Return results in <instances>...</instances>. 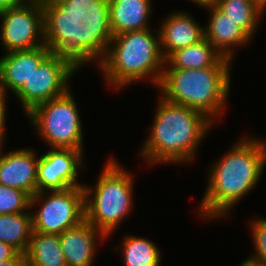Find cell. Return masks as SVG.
Returning a JSON list of instances; mask_svg holds the SVG:
<instances>
[{
	"label": "cell",
	"instance_id": "1",
	"mask_svg": "<svg viewBox=\"0 0 266 266\" xmlns=\"http://www.w3.org/2000/svg\"><path fill=\"white\" fill-rule=\"evenodd\" d=\"M252 136L246 133L234 142L207 170V186L198 207L205 221L229 217L234 206L258 185L266 168V140Z\"/></svg>",
	"mask_w": 266,
	"mask_h": 266
},
{
	"label": "cell",
	"instance_id": "2",
	"mask_svg": "<svg viewBox=\"0 0 266 266\" xmlns=\"http://www.w3.org/2000/svg\"><path fill=\"white\" fill-rule=\"evenodd\" d=\"M155 104L153 123L139 150L140 157L146 160L148 167L192 163L214 123L203 113L172 103L160 95Z\"/></svg>",
	"mask_w": 266,
	"mask_h": 266
},
{
	"label": "cell",
	"instance_id": "3",
	"mask_svg": "<svg viewBox=\"0 0 266 266\" xmlns=\"http://www.w3.org/2000/svg\"><path fill=\"white\" fill-rule=\"evenodd\" d=\"M152 28L112 37L103 60L98 64L103 80L112 90H122L140 81L157 89L165 59L160 50V33ZM105 78V79H104Z\"/></svg>",
	"mask_w": 266,
	"mask_h": 266
},
{
	"label": "cell",
	"instance_id": "4",
	"mask_svg": "<svg viewBox=\"0 0 266 266\" xmlns=\"http://www.w3.org/2000/svg\"><path fill=\"white\" fill-rule=\"evenodd\" d=\"M234 60L222 57L214 66L201 69L164 68L157 87L166 100L203 113L214 125L224 116ZM217 119V120H216Z\"/></svg>",
	"mask_w": 266,
	"mask_h": 266
},
{
	"label": "cell",
	"instance_id": "5",
	"mask_svg": "<svg viewBox=\"0 0 266 266\" xmlns=\"http://www.w3.org/2000/svg\"><path fill=\"white\" fill-rule=\"evenodd\" d=\"M125 168L111 156L104 162L95 185H83L85 219L108 238L130 215L135 203L134 176Z\"/></svg>",
	"mask_w": 266,
	"mask_h": 266
},
{
	"label": "cell",
	"instance_id": "6",
	"mask_svg": "<svg viewBox=\"0 0 266 266\" xmlns=\"http://www.w3.org/2000/svg\"><path fill=\"white\" fill-rule=\"evenodd\" d=\"M72 93L70 88L65 94L37 105L26 116L39 139L50 148H84L83 124Z\"/></svg>",
	"mask_w": 266,
	"mask_h": 266
},
{
	"label": "cell",
	"instance_id": "7",
	"mask_svg": "<svg viewBox=\"0 0 266 266\" xmlns=\"http://www.w3.org/2000/svg\"><path fill=\"white\" fill-rule=\"evenodd\" d=\"M44 43L52 53L70 59L79 69L91 63V36L80 16L68 14L52 0H42Z\"/></svg>",
	"mask_w": 266,
	"mask_h": 266
},
{
	"label": "cell",
	"instance_id": "8",
	"mask_svg": "<svg viewBox=\"0 0 266 266\" xmlns=\"http://www.w3.org/2000/svg\"><path fill=\"white\" fill-rule=\"evenodd\" d=\"M34 207L39 209L31 212L33 231L59 235L85 220L84 187L36 192L31 197Z\"/></svg>",
	"mask_w": 266,
	"mask_h": 266
},
{
	"label": "cell",
	"instance_id": "9",
	"mask_svg": "<svg viewBox=\"0 0 266 266\" xmlns=\"http://www.w3.org/2000/svg\"><path fill=\"white\" fill-rule=\"evenodd\" d=\"M80 69L67 57L51 53L15 94L27 115L37 105L65 94Z\"/></svg>",
	"mask_w": 266,
	"mask_h": 266
},
{
	"label": "cell",
	"instance_id": "10",
	"mask_svg": "<svg viewBox=\"0 0 266 266\" xmlns=\"http://www.w3.org/2000/svg\"><path fill=\"white\" fill-rule=\"evenodd\" d=\"M0 42L4 53L45 45L42 0L0 12Z\"/></svg>",
	"mask_w": 266,
	"mask_h": 266
},
{
	"label": "cell",
	"instance_id": "11",
	"mask_svg": "<svg viewBox=\"0 0 266 266\" xmlns=\"http://www.w3.org/2000/svg\"><path fill=\"white\" fill-rule=\"evenodd\" d=\"M84 150L49 148L37 166V192L83 186L78 175L85 167Z\"/></svg>",
	"mask_w": 266,
	"mask_h": 266
},
{
	"label": "cell",
	"instance_id": "12",
	"mask_svg": "<svg viewBox=\"0 0 266 266\" xmlns=\"http://www.w3.org/2000/svg\"><path fill=\"white\" fill-rule=\"evenodd\" d=\"M4 145L0 144V184L23 190L32 197L37 192L38 152L30 147L4 153Z\"/></svg>",
	"mask_w": 266,
	"mask_h": 266
},
{
	"label": "cell",
	"instance_id": "13",
	"mask_svg": "<svg viewBox=\"0 0 266 266\" xmlns=\"http://www.w3.org/2000/svg\"><path fill=\"white\" fill-rule=\"evenodd\" d=\"M51 53L46 45L5 53L0 58L1 87L6 93L15 95Z\"/></svg>",
	"mask_w": 266,
	"mask_h": 266
},
{
	"label": "cell",
	"instance_id": "14",
	"mask_svg": "<svg viewBox=\"0 0 266 266\" xmlns=\"http://www.w3.org/2000/svg\"><path fill=\"white\" fill-rule=\"evenodd\" d=\"M107 238L103 232L96 229L86 219L79 225L59 234L67 266H92L98 243L99 245L103 244Z\"/></svg>",
	"mask_w": 266,
	"mask_h": 266
},
{
	"label": "cell",
	"instance_id": "15",
	"mask_svg": "<svg viewBox=\"0 0 266 266\" xmlns=\"http://www.w3.org/2000/svg\"><path fill=\"white\" fill-rule=\"evenodd\" d=\"M209 11L204 37L224 56L234 59L237 48L253 42L252 38L214 3L204 8ZM236 48V49H235Z\"/></svg>",
	"mask_w": 266,
	"mask_h": 266
},
{
	"label": "cell",
	"instance_id": "16",
	"mask_svg": "<svg viewBox=\"0 0 266 266\" xmlns=\"http://www.w3.org/2000/svg\"><path fill=\"white\" fill-rule=\"evenodd\" d=\"M159 25L160 50L164 59L172 52L195 44L204 38V26L188 11H178L164 16Z\"/></svg>",
	"mask_w": 266,
	"mask_h": 266
},
{
	"label": "cell",
	"instance_id": "17",
	"mask_svg": "<svg viewBox=\"0 0 266 266\" xmlns=\"http://www.w3.org/2000/svg\"><path fill=\"white\" fill-rule=\"evenodd\" d=\"M152 0H109L113 36L151 28Z\"/></svg>",
	"mask_w": 266,
	"mask_h": 266
},
{
	"label": "cell",
	"instance_id": "18",
	"mask_svg": "<svg viewBox=\"0 0 266 266\" xmlns=\"http://www.w3.org/2000/svg\"><path fill=\"white\" fill-rule=\"evenodd\" d=\"M223 55L204 37L199 42L172 52L164 68L201 69L214 66Z\"/></svg>",
	"mask_w": 266,
	"mask_h": 266
},
{
	"label": "cell",
	"instance_id": "19",
	"mask_svg": "<svg viewBox=\"0 0 266 266\" xmlns=\"http://www.w3.org/2000/svg\"><path fill=\"white\" fill-rule=\"evenodd\" d=\"M25 261L26 266H67L59 235L33 231Z\"/></svg>",
	"mask_w": 266,
	"mask_h": 266
},
{
	"label": "cell",
	"instance_id": "20",
	"mask_svg": "<svg viewBox=\"0 0 266 266\" xmlns=\"http://www.w3.org/2000/svg\"><path fill=\"white\" fill-rule=\"evenodd\" d=\"M113 250L122 253L125 266H161L160 248L146 237L126 234Z\"/></svg>",
	"mask_w": 266,
	"mask_h": 266
},
{
	"label": "cell",
	"instance_id": "21",
	"mask_svg": "<svg viewBox=\"0 0 266 266\" xmlns=\"http://www.w3.org/2000/svg\"><path fill=\"white\" fill-rule=\"evenodd\" d=\"M33 232L32 213L0 214V241L25 254Z\"/></svg>",
	"mask_w": 266,
	"mask_h": 266
},
{
	"label": "cell",
	"instance_id": "22",
	"mask_svg": "<svg viewBox=\"0 0 266 266\" xmlns=\"http://www.w3.org/2000/svg\"><path fill=\"white\" fill-rule=\"evenodd\" d=\"M214 4L253 39L259 22L264 15L263 11L253 0H214Z\"/></svg>",
	"mask_w": 266,
	"mask_h": 266
},
{
	"label": "cell",
	"instance_id": "23",
	"mask_svg": "<svg viewBox=\"0 0 266 266\" xmlns=\"http://www.w3.org/2000/svg\"><path fill=\"white\" fill-rule=\"evenodd\" d=\"M84 25L90 30L91 36V62L99 64L108 49L113 37L109 10H99L87 13Z\"/></svg>",
	"mask_w": 266,
	"mask_h": 266
},
{
	"label": "cell",
	"instance_id": "24",
	"mask_svg": "<svg viewBox=\"0 0 266 266\" xmlns=\"http://www.w3.org/2000/svg\"><path fill=\"white\" fill-rule=\"evenodd\" d=\"M31 196L23 191L0 184V214L31 211Z\"/></svg>",
	"mask_w": 266,
	"mask_h": 266
},
{
	"label": "cell",
	"instance_id": "25",
	"mask_svg": "<svg viewBox=\"0 0 266 266\" xmlns=\"http://www.w3.org/2000/svg\"><path fill=\"white\" fill-rule=\"evenodd\" d=\"M255 218L250 220L249 225L255 252L245 260L257 266H266V218Z\"/></svg>",
	"mask_w": 266,
	"mask_h": 266
},
{
	"label": "cell",
	"instance_id": "26",
	"mask_svg": "<svg viewBox=\"0 0 266 266\" xmlns=\"http://www.w3.org/2000/svg\"><path fill=\"white\" fill-rule=\"evenodd\" d=\"M60 9L68 14L80 16L84 23L87 13L109 10V0H52Z\"/></svg>",
	"mask_w": 266,
	"mask_h": 266
},
{
	"label": "cell",
	"instance_id": "27",
	"mask_svg": "<svg viewBox=\"0 0 266 266\" xmlns=\"http://www.w3.org/2000/svg\"><path fill=\"white\" fill-rule=\"evenodd\" d=\"M8 94L4 91V89L0 85V144L5 143L4 139L5 132H6V115H7V106H6V99Z\"/></svg>",
	"mask_w": 266,
	"mask_h": 266
},
{
	"label": "cell",
	"instance_id": "28",
	"mask_svg": "<svg viewBox=\"0 0 266 266\" xmlns=\"http://www.w3.org/2000/svg\"><path fill=\"white\" fill-rule=\"evenodd\" d=\"M19 251L13 246L0 241V262H4L13 259Z\"/></svg>",
	"mask_w": 266,
	"mask_h": 266
},
{
	"label": "cell",
	"instance_id": "29",
	"mask_svg": "<svg viewBox=\"0 0 266 266\" xmlns=\"http://www.w3.org/2000/svg\"><path fill=\"white\" fill-rule=\"evenodd\" d=\"M0 266H26L25 254L19 252L13 259L0 262Z\"/></svg>",
	"mask_w": 266,
	"mask_h": 266
},
{
	"label": "cell",
	"instance_id": "30",
	"mask_svg": "<svg viewBox=\"0 0 266 266\" xmlns=\"http://www.w3.org/2000/svg\"><path fill=\"white\" fill-rule=\"evenodd\" d=\"M31 0H0V12L9 8L21 6Z\"/></svg>",
	"mask_w": 266,
	"mask_h": 266
},
{
	"label": "cell",
	"instance_id": "31",
	"mask_svg": "<svg viewBox=\"0 0 266 266\" xmlns=\"http://www.w3.org/2000/svg\"><path fill=\"white\" fill-rule=\"evenodd\" d=\"M198 5L199 7L205 8L208 5L214 3V0H189Z\"/></svg>",
	"mask_w": 266,
	"mask_h": 266
},
{
	"label": "cell",
	"instance_id": "32",
	"mask_svg": "<svg viewBox=\"0 0 266 266\" xmlns=\"http://www.w3.org/2000/svg\"><path fill=\"white\" fill-rule=\"evenodd\" d=\"M255 4L263 11H266V0H254Z\"/></svg>",
	"mask_w": 266,
	"mask_h": 266
},
{
	"label": "cell",
	"instance_id": "33",
	"mask_svg": "<svg viewBox=\"0 0 266 266\" xmlns=\"http://www.w3.org/2000/svg\"><path fill=\"white\" fill-rule=\"evenodd\" d=\"M239 266H257V265L249 263L246 260H244L243 262H241V264Z\"/></svg>",
	"mask_w": 266,
	"mask_h": 266
}]
</instances>
